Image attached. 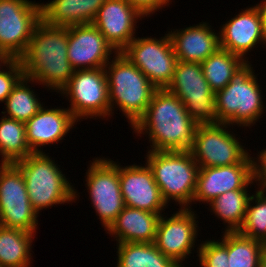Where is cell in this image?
<instances>
[{
  "label": "cell",
  "instance_id": "6da1fadb",
  "mask_svg": "<svg viewBox=\"0 0 266 267\" xmlns=\"http://www.w3.org/2000/svg\"><path fill=\"white\" fill-rule=\"evenodd\" d=\"M197 126L182 101L164 88L154 92L144 115L132 129L137 136L148 135L151 151H188Z\"/></svg>",
  "mask_w": 266,
  "mask_h": 267
},
{
  "label": "cell",
  "instance_id": "7a4b0ae2",
  "mask_svg": "<svg viewBox=\"0 0 266 267\" xmlns=\"http://www.w3.org/2000/svg\"><path fill=\"white\" fill-rule=\"evenodd\" d=\"M68 27L41 20L34 29L26 52L20 58L24 76L57 93L70 81L74 69L67 57Z\"/></svg>",
  "mask_w": 266,
  "mask_h": 267
},
{
  "label": "cell",
  "instance_id": "3957f363",
  "mask_svg": "<svg viewBox=\"0 0 266 267\" xmlns=\"http://www.w3.org/2000/svg\"><path fill=\"white\" fill-rule=\"evenodd\" d=\"M113 56L105 66L111 117L114 108L119 107L133 127L144 115L157 88L121 52Z\"/></svg>",
  "mask_w": 266,
  "mask_h": 267
},
{
  "label": "cell",
  "instance_id": "277c9868",
  "mask_svg": "<svg viewBox=\"0 0 266 267\" xmlns=\"http://www.w3.org/2000/svg\"><path fill=\"white\" fill-rule=\"evenodd\" d=\"M49 156L45 152H32L13 163L24 177L30 203L38 214L43 209L79 199L74 185Z\"/></svg>",
  "mask_w": 266,
  "mask_h": 267
},
{
  "label": "cell",
  "instance_id": "5b68a950",
  "mask_svg": "<svg viewBox=\"0 0 266 267\" xmlns=\"http://www.w3.org/2000/svg\"><path fill=\"white\" fill-rule=\"evenodd\" d=\"M146 164L167 204L172 200L180 208H191L189 205L196 192L199 166L189 150H148Z\"/></svg>",
  "mask_w": 266,
  "mask_h": 267
},
{
  "label": "cell",
  "instance_id": "8992f818",
  "mask_svg": "<svg viewBox=\"0 0 266 267\" xmlns=\"http://www.w3.org/2000/svg\"><path fill=\"white\" fill-rule=\"evenodd\" d=\"M252 65L247 63L221 90L215 93L219 123L251 127L266 112L261 89Z\"/></svg>",
  "mask_w": 266,
  "mask_h": 267
},
{
  "label": "cell",
  "instance_id": "52a82bcc",
  "mask_svg": "<svg viewBox=\"0 0 266 267\" xmlns=\"http://www.w3.org/2000/svg\"><path fill=\"white\" fill-rule=\"evenodd\" d=\"M166 89L182 101L197 124L219 123L215 92L204 77L201 63L177 61L173 79Z\"/></svg>",
  "mask_w": 266,
  "mask_h": 267
},
{
  "label": "cell",
  "instance_id": "ba28073f",
  "mask_svg": "<svg viewBox=\"0 0 266 267\" xmlns=\"http://www.w3.org/2000/svg\"><path fill=\"white\" fill-rule=\"evenodd\" d=\"M229 127L227 123L198 124L189 151L199 168L252 163L251 154Z\"/></svg>",
  "mask_w": 266,
  "mask_h": 267
},
{
  "label": "cell",
  "instance_id": "9c48e42d",
  "mask_svg": "<svg viewBox=\"0 0 266 267\" xmlns=\"http://www.w3.org/2000/svg\"><path fill=\"white\" fill-rule=\"evenodd\" d=\"M60 94L68 98V108L79 120L111 117L105 68L74 70Z\"/></svg>",
  "mask_w": 266,
  "mask_h": 267
},
{
  "label": "cell",
  "instance_id": "30bf717a",
  "mask_svg": "<svg viewBox=\"0 0 266 267\" xmlns=\"http://www.w3.org/2000/svg\"><path fill=\"white\" fill-rule=\"evenodd\" d=\"M121 53L157 88H167L171 83L177 57L169 33L159 39L135 37Z\"/></svg>",
  "mask_w": 266,
  "mask_h": 267
},
{
  "label": "cell",
  "instance_id": "8fae6325",
  "mask_svg": "<svg viewBox=\"0 0 266 267\" xmlns=\"http://www.w3.org/2000/svg\"><path fill=\"white\" fill-rule=\"evenodd\" d=\"M87 168L85 187L106 231L125 207L120 189L119 164L99 157L93 159Z\"/></svg>",
  "mask_w": 266,
  "mask_h": 267
},
{
  "label": "cell",
  "instance_id": "7c38bea8",
  "mask_svg": "<svg viewBox=\"0 0 266 267\" xmlns=\"http://www.w3.org/2000/svg\"><path fill=\"white\" fill-rule=\"evenodd\" d=\"M38 213L30 203L21 171L13 163L0 164V225L36 233Z\"/></svg>",
  "mask_w": 266,
  "mask_h": 267
},
{
  "label": "cell",
  "instance_id": "4fadbf2b",
  "mask_svg": "<svg viewBox=\"0 0 266 267\" xmlns=\"http://www.w3.org/2000/svg\"><path fill=\"white\" fill-rule=\"evenodd\" d=\"M41 20V3L0 0V50L13 59H20Z\"/></svg>",
  "mask_w": 266,
  "mask_h": 267
},
{
  "label": "cell",
  "instance_id": "5bb4252c",
  "mask_svg": "<svg viewBox=\"0 0 266 267\" xmlns=\"http://www.w3.org/2000/svg\"><path fill=\"white\" fill-rule=\"evenodd\" d=\"M192 208H179L172 216H160L155 245L165 256L171 258L180 267L192 253L197 238L199 223ZM181 263V264H180Z\"/></svg>",
  "mask_w": 266,
  "mask_h": 267
},
{
  "label": "cell",
  "instance_id": "9a60e30c",
  "mask_svg": "<svg viewBox=\"0 0 266 267\" xmlns=\"http://www.w3.org/2000/svg\"><path fill=\"white\" fill-rule=\"evenodd\" d=\"M113 53L117 52L93 24L68 27L67 57L74 70L105 68Z\"/></svg>",
  "mask_w": 266,
  "mask_h": 267
},
{
  "label": "cell",
  "instance_id": "2e32d148",
  "mask_svg": "<svg viewBox=\"0 0 266 267\" xmlns=\"http://www.w3.org/2000/svg\"><path fill=\"white\" fill-rule=\"evenodd\" d=\"M119 181L125 206L160 215L167 208L168 205L146 163L144 166L135 163L124 167L119 163Z\"/></svg>",
  "mask_w": 266,
  "mask_h": 267
},
{
  "label": "cell",
  "instance_id": "e0dca14e",
  "mask_svg": "<svg viewBox=\"0 0 266 267\" xmlns=\"http://www.w3.org/2000/svg\"><path fill=\"white\" fill-rule=\"evenodd\" d=\"M142 16L127 0H106L92 24L106 41L120 53L136 36L137 20Z\"/></svg>",
  "mask_w": 266,
  "mask_h": 267
},
{
  "label": "cell",
  "instance_id": "ac0fdd59",
  "mask_svg": "<svg viewBox=\"0 0 266 267\" xmlns=\"http://www.w3.org/2000/svg\"><path fill=\"white\" fill-rule=\"evenodd\" d=\"M251 184H254L252 163L199 168L193 203L209 204L225 192L247 189Z\"/></svg>",
  "mask_w": 266,
  "mask_h": 267
},
{
  "label": "cell",
  "instance_id": "d6986e66",
  "mask_svg": "<svg viewBox=\"0 0 266 267\" xmlns=\"http://www.w3.org/2000/svg\"><path fill=\"white\" fill-rule=\"evenodd\" d=\"M220 28V47L240 56L248 63L246 54L257 44H266L260 14L255 5L241 10Z\"/></svg>",
  "mask_w": 266,
  "mask_h": 267
},
{
  "label": "cell",
  "instance_id": "ffe728a7",
  "mask_svg": "<svg viewBox=\"0 0 266 267\" xmlns=\"http://www.w3.org/2000/svg\"><path fill=\"white\" fill-rule=\"evenodd\" d=\"M77 122L67 108L46 109L43 106L25 123L29 148L32 152H44L41 146L58 144L60 140H64L63 137L73 129Z\"/></svg>",
  "mask_w": 266,
  "mask_h": 267
},
{
  "label": "cell",
  "instance_id": "44dd1931",
  "mask_svg": "<svg viewBox=\"0 0 266 267\" xmlns=\"http://www.w3.org/2000/svg\"><path fill=\"white\" fill-rule=\"evenodd\" d=\"M173 30L168 33L178 61L202 63L220 48L219 32L213 31L209 22Z\"/></svg>",
  "mask_w": 266,
  "mask_h": 267
},
{
  "label": "cell",
  "instance_id": "7402d4cb",
  "mask_svg": "<svg viewBox=\"0 0 266 267\" xmlns=\"http://www.w3.org/2000/svg\"><path fill=\"white\" fill-rule=\"evenodd\" d=\"M160 214L127 207L118 214L107 234L120 243H154Z\"/></svg>",
  "mask_w": 266,
  "mask_h": 267
},
{
  "label": "cell",
  "instance_id": "603a6c76",
  "mask_svg": "<svg viewBox=\"0 0 266 267\" xmlns=\"http://www.w3.org/2000/svg\"><path fill=\"white\" fill-rule=\"evenodd\" d=\"M106 0H51L41 3L42 20L52 26L92 24Z\"/></svg>",
  "mask_w": 266,
  "mask_h": 267
},
{
  "label": "cell",
  "instance_id": "cb8c5ba5",
  "mask_svg": "<svg viewBox=\"0 0 266 267\" xmlns=\"http://www.w3.org/2000/svg\"><path fill=\"white\" fill-rule=\"evenodd\" d=\"M35 234L0 225V267H30Z\"/></svg>",
  "mask_w": 266,
  "mask_h": 267
},
{
  "label": "cell",
  "instance_id": "d4e9b609",
  "mask_svg": "<svg viewBox=\"0 0 266 267\" xmlns=\"http://www.w3.org/2000/svg\"><path fill=\"white\" fill-rule=\"evenodd\" d=\"M240 56L218 48L201 63L209 87L216 93L223 89L247 64Z\"/></svg>",
  "mask_w": 266,
  "mask_h": 267
},
{
  "label": "cell",
  "instance_id": "484cf974",
  "mask_svg": "<svg viewBox=\"0 0 266 267\" xmlns=\"http://www.w3.org/2000/svg\"><path fill=\"white\" fill-rule=\"evenodd\" d=\"M116 249V267H180L160 252L155 243H120Z\"/></svg>",
  "mask_w": 266,
  "mask_h": 267
},
{
  "label": "cell",
  "instance_id": "4316f807",
  "mask_svg": "<svg viewBox=\"0 0 266 267\" xmlns=\"http://www.w3.org/2000/svg\"><path fill=\"white\" fill-rule=\"evenodd\" d=\"M250 197L247 189L231 190L209 203L211 212L227 224L225 231L235 232L242 227Z\"/></svg>",
  "mask_w": 266,
  "mask_h": 267
},
{
  "label": "cell",
  "instance_id": "83f0119b",
  "mask_svg": "<svg viewBox=\"0 0 266 267\" xmlns=\"http://www.w3.org/2000/svg\"><path fill=\"white\" fill-rule=\"evenodd\" d=\"M26 140L25 123L1 117L0 119V156L1 163H15L31 154Z\"/></svg>",
  "mask_w": 266,
  "mask_h": 267
},
{
  "label": "cell",
  "instance_id": "f1b7e54d",
  "mask_svg": "<svg viewBox=\"0 0 266 267\" xmlns=\"http://www.w3.org/2000/svg\"><path fill=\"white\" fill-rule=\"evenodd\" d=\"M32 82L29 77L23 76L13 87L5 101V110L1 113L10 119L26 123L42 107L40 98L28 86ZM7 113V114H6Z\"/></svg>",
  "mask_w": 266,
  "mask_h": 267
},
{
  "label": "cell",
  "instance_id": "f546056e",
  "mask_svg": "<svg viewBox=\"0 0 266 267\" xmlns=\"http://www.w3.org/2000/svg\"><path fill=\"white\" fill-rule=\"evenodd\" d=\"M266 245L241 235L238 231L227 232L229 267H258Z\"/></svg>",
  "mask_w": 266,
  "mask_h": 267
},
{
  "label": "cell",
  "instance_id": "4dcf8cb0",
  "mask_svg": "<svg viewBox=\"0 0 266 267\" xmlns=\"http://www.w3.org/2000/svg\"><path fill=\"white\" fill-rule=\"evenodd\" d=\"M238 232L266 245V191L257 190L251 195L244 223Z\"/></svg>",
  "mask_w": 266,
  "mask_h": 267
},
{
  "label": "cell",
  "instance_id": "1f68e13d",
  "mask_svg": "<svg viewBox=\"0 0 266 267\" xmlns=\"http://www.w3.org/2000/svg\"><path fill=\"white\" fill-rule=\"evenodd\" d=\"M197 250L201 267H229L227 250V231H224L219 241L207 240L202 242ZM199 251V252H198Z\"/></svg>",
  "mask_w": 266,
  "mask_h": 267
},
{
  "label": "cell",
  "instance_id": "d6a6232c",
  "mask_svg": "<svg viewBox=\"0 0 266 267\" xmlns=\"http://www.w3.org/2000/svg\"><path fill=\"white\" fill-rule=\"evenodd\" d=\"M4 69L0 71V102L2 103L6 101L13 87L24 76L20 59H13Z\"/></svg>",
  "mask_w": 266,
  "mask_h": 267
},
{
  "label": "cell",
  "instance_id": "836d02e7",
  "mask_svg": "<svg viewBox=\"0 0 266 267\" xmlns=\"http://www.w3.org/2000/svg\"><path fill=\"white\" fill-rule=\"evenodd\" d=\"M258 154L257 158H251L253 182L258 185V190L266 191V148L262 149Z\"/></svg>",
  "mask_w": 266,
  "mask_h": 267
},
{
  "label": "cell",
  "instance_id": "e575fe53",
  "mask_svg": "<svg viewBox=\"0 0 266 267\" xmlns=\"http://www.w3.org/2000/svg\"><path fill=\"white\" fill-rule=\"evenodd\" d=\"M171 0H127L142 16H150L156 11L169 6Z\"/></svg>",
  "mask_w": 266,
  "mask_h": 267
},
{
  "label": "cell",
  "instance_id": "d590c367",
  "mask_svg": "<svg viewBox=\"0 0 266 267\" xmlns=\"http://www.w3.org/2000/svg\"><path fill=\"white\" fill-rule=\"evenodd\" d=\"M256 8L260 14L262 29L266 39V0L264 2L261 1V3L256 4Z\"/></svg>",
  "mask_w": 266,
  "mask_h": 267
},
{
  "label": "cell",
  "instance_id": "8d00e7d4",
  "mask_svg": "<svg viewBox=\"0 0 266 267\" xmlns=\"http://www.w3.org/2000/svg\"><path fill=\"white\" fill-rule=\"evenodd\" d=\"M12 60L13 58H11L5 51L0 50V71L3 70V68L6 67Z\"/></svg>",
  "mask_w": 266,
  "mask_h": 267
},
{
  "label": "cell",
  "instance_id": "74e56055",
  "mask_svg": "<svg viewBox=\"0 0 266 267\" xmlns=\"http://www.w3.org/2000/svg\"><path fill=\"white\" fill-rule=\"evenodd\" d=\"M258 267H266V249L265 251L261 254L260 260Z\"/></svg>",
  "mask_w": 266,
  "mask_h": 267
}]
</instances>
